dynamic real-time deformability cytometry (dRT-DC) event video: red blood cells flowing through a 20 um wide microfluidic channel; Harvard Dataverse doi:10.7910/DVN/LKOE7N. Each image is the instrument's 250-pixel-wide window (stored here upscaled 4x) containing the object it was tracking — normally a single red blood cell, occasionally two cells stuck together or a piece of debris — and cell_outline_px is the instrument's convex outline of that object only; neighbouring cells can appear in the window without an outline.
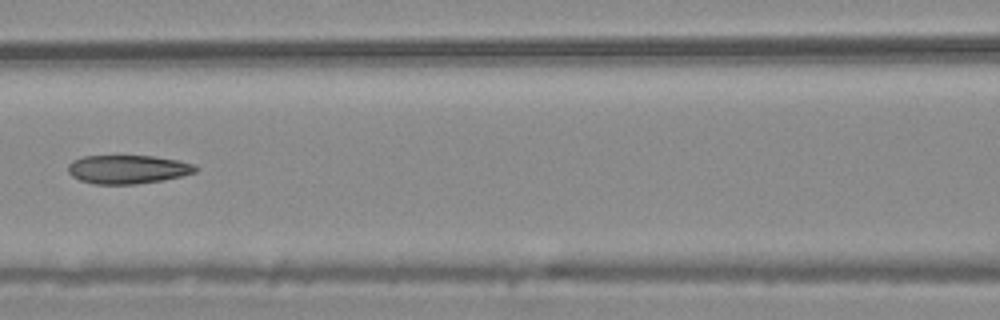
{"species": "common noctule bat (a hibernating species)", "species_latin": "Nyctalus noctula", "temperature_condition": "warm", "stored_images_in_passage": 9, "camera_frame_rate_fps": 3000, "um_per_image_px": 0.085, "animal": {"sex": "male", "body_mass_g": 20.4}, "frame": {"image": 1, "passage_image": 6, "time_ms": 1.667, "image_size_px": [1000, 320], "cell_outline_px": [[200, 168], [196, 172], [164, 180], [136, 184], [96, 184], [80, 180], [72, 176], [68, 172], [68, 164], [72, 160], [84, 156], [152, 156], [176, 160], [192, 164]], "centroid_in_image_um": [10.84, 14.39], "position_along_channel_um": 155.8, "area_um2": 21.21}}
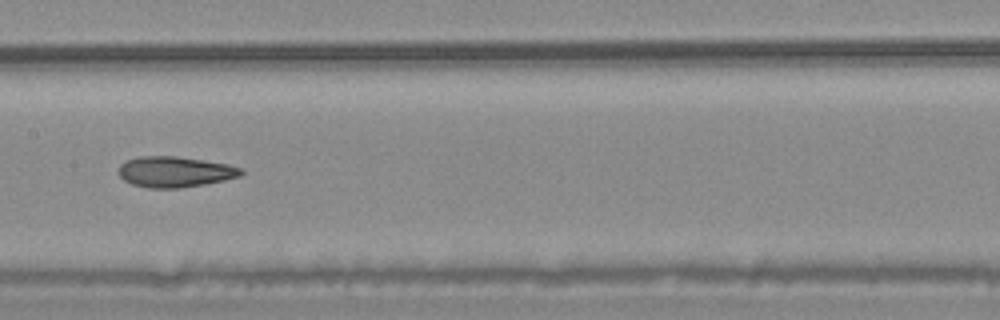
{"frame": {"image": 2, "passage_image": 7, "time_ms": 2.0, "image_size_px": [1000, 320], "cell_outline_px": [[244, 172], [240, 176], [224, 180], [204, 184], [180, 188], [148, 188], [132, 184], [124, 180], [120, 176], [120, 164], [128, 160], [140, 156], [176, 156], [228, 164], [244, 168]], "centroid_in_image_um": [14.9, 14.61], "position_along_channel_um": 192.5, "area_um2": 21.85}}
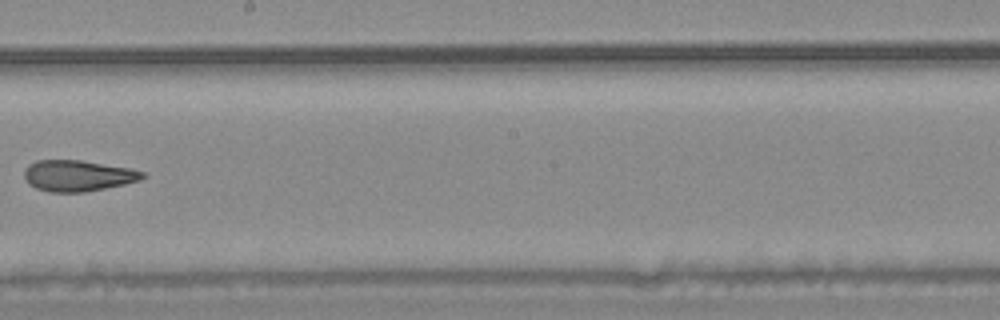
{"frame": {"image": 3, "passage_image": 8, "time_ms": 2.333, "image_size_px": [1000, 320], "cell_outline_px": [[148, 176], [140, 180], [124, 184], [84, 192], [52, 192], [36, 188], [28, 184], [24, 176], [24, 168], [28, 164], [36, 160], [80, 160], [128, 168], [144, 172]], "centroid_in_image_um": [6.59, 14.93], "position_along_channel_um": 241.6, "area_um2": 21.39}}